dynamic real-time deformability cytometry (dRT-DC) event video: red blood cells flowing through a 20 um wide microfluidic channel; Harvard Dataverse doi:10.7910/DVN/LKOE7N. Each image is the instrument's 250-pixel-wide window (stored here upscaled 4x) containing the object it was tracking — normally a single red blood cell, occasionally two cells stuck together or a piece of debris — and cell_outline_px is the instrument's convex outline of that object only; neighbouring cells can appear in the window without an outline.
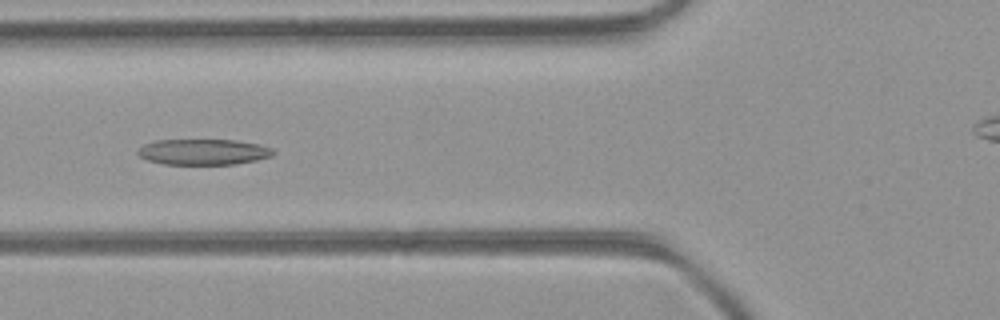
{"species": "common noctule bat (a hibernating species)", "species_latin": "Nyctalus noctula", "temperature_condition": "room temperature", "stored_images_in_passage": 34, "camera_frame_rate_fps": 3000, "um_per_image_px": 0.085, "animal": {"sex": "female", "body_mass_g": 21.9}, "frame": {"image": 1, "passage_image": 11, "time_ms": 3.333, "image_size_px": [1000, 320], "cell_outline_px": [[276, 152], [272, 156], [256, 160], [236, 164], [164, 164], [148, 160], [140, 156], [136, 152], [144, 144], [156, 140], [236, 140], [260, 144], [272, 148]], "centroid_in_image_um": [17.32, 12.91], "position_along_channel_um": 108.5, "area_um2": 20.35}}
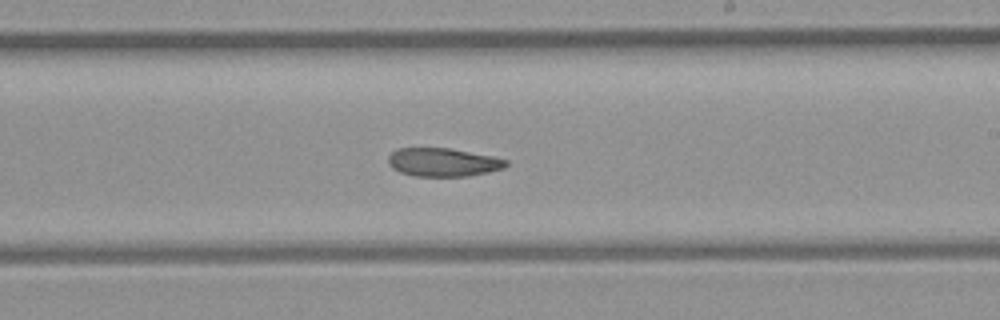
{"frame": {"image": 2, "passage_image": 21, "time_ms": 6.667, "image_size_px": [1000, 320], "cell_outline_px": [[508, 164], [504, 168], [488, 172], [468, 176], [416, 176], [400, 172], [392, 168], [388, 164], [388, 156], [396, 148], [448, 148], [492, 156], [508, 160]], "centroid_in_image_um": [37.64, 13.79], "position_along_channel_um": 251.4, "area_um2": 19.48}}
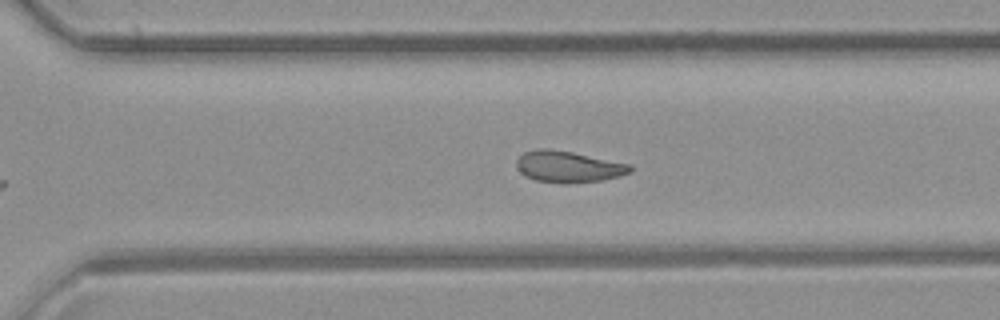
{"frame": {"image": 3, "passage_image": 26, "time_ms": 8.333, "image_size_px": [1000, 320], "cell_outline_px": [[632, 172], [620, 176], [600, 180], [564, 184], [536, 180], [524, 176], [520, 172], [516, 164], [516, 160], [524, 152], [536, 148], [548, 148], [572, 152], [632, 164]], "centroid_in_image_um": [48.3, 14.16], "position_along_channel_um": 322.3, "area_um2": 20.92}, "authors_computed_cell_mechanics": {"area_um2": 20.9525, "velocity_mm_per_s": 4.2802, "shape_relaxation_time_tau1_ms": null, "shape_relaxation_time_tau2_ms": 6.0985, "deformation_change_tau1": null, "deformation_change_tau2": 0.1325}}